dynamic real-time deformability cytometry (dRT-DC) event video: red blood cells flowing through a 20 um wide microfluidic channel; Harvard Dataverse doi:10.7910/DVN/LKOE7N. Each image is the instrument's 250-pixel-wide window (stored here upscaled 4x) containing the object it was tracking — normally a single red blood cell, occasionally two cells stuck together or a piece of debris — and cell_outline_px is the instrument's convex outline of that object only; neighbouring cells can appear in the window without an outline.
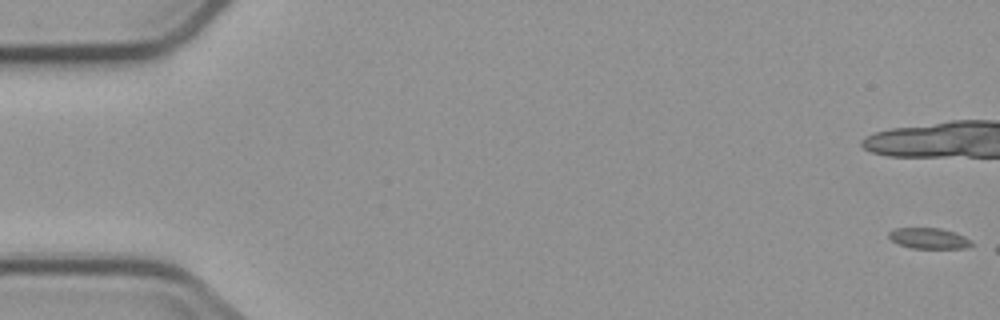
{"species": "common noctule bat (a hibernating species)", "species_latin": "Nyctalus noctula", "temperature_condition": "cold", "stored_images_in_passage": 3, "camera_frame_rate_fps": 3000, "um_per_image_px": 0.085, "animal": {"sex": "male", "body_mass_g": 23.1, "forearm_length_mm": 52.7}, "frame": {"image": 1, "passage_image": 1, "time_ms": 0.0, "image_size_px": [1000, 320], "cell_outline_px": [[976, 244], [968, 248], [912, 248], [900, 244], [892, 240], [888, 236], [888, 232], [896, 228], [940, 228], [956, 232], [972, 240]], "centroid_in_image_um": [79.03, 20.26], "position_along_channel_um": 6.0, "area_um2": 10.12}}